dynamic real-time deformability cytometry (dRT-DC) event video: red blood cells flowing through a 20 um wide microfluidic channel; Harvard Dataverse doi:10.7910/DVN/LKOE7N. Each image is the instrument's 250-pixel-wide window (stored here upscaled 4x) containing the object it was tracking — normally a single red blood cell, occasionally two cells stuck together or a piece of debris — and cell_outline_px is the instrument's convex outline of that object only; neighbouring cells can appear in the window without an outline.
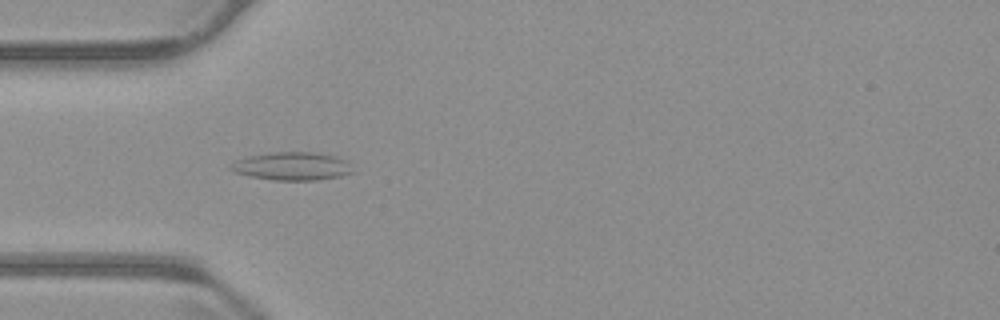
{"species": "common noctule bat (a hibernating species)", "species_latin": "Nyctalus noctula", "temperature_condition": "warm", "stored_images_in_passage": 8, "camera_frame_rate_fps": 3000, "um_per_image_px": 0.085, "animal": {"sex": "male", "body_mass_g": 23.1, "forearm_length_mm": 52.7}, "frame": {"image": 1, "passage_image": 5, "time_ms": 1.333, "image_size_px": [1000, 320], "cell_outline_px": [[352, 172], [340, 176], [320, 180], [272, 180], [248, 176], [232, 172], [228, 168], [236, 160], [248, 156], [272, 152], [316, 152], [336, 156], [344, 160]], "centroid_in_image_um": [24.75, 14.13], "position_along_channel_um": 60.2, "area_um2": 19.94}}